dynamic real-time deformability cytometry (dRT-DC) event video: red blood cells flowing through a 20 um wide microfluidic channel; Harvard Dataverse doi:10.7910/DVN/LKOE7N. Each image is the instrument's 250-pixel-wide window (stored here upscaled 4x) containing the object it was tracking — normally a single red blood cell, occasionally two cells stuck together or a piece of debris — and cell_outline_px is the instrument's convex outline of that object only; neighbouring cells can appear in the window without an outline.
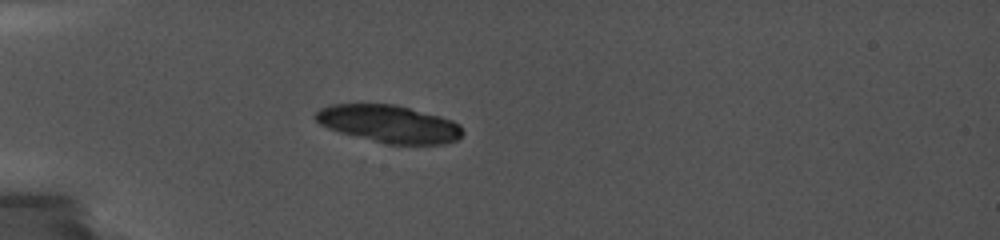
{"species": "common noctule bat (a hibernating species)", "species_latin": "Nyctalus noctula", "temperature_condition": "cold", "stored_images_in_passage": 15, "camera_frame_rate_fps": 5000, "um_per_image_px": 0.085, "animal": {"sex": "female", "body_mass_g": 19.0, "forearm_length_mm": 56.7}, "frame": {"image": 1, "passage_image": 13, "time_ms": 4.4, "image_size_px": [1000, 240], "cell_outline_px": [[464, 132], [456, 140], [444, 144], [388, 144], [340, 132], [328, 128], [320, 124], [312, 116], [320, 108], [332, 104], [396, 104], [440, 116], [452, 120], [460, 124]], "centroid_in_image_um": [33.07, 10.52], "position_along_channel_um": 51.9, "area_um2": 32.08}}